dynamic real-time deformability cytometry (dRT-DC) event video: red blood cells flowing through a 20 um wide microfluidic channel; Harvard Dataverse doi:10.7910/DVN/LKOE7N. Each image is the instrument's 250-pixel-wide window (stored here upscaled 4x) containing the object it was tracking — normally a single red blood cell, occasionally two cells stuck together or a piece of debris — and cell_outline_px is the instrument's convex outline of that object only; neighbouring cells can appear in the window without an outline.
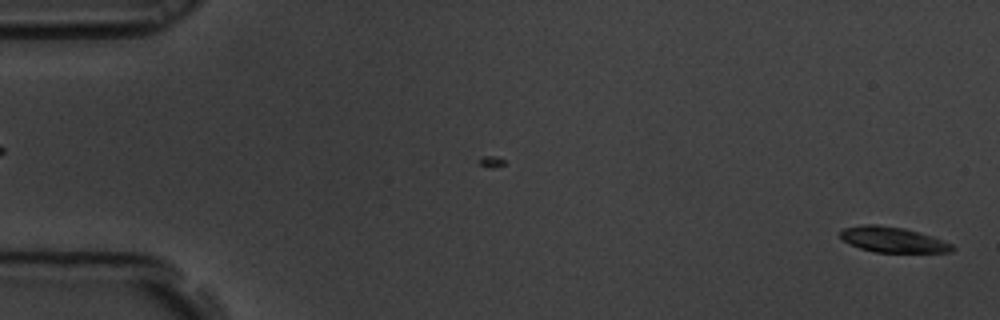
{"species": "common noctule bat (a hibernating species)", "species_latin": "Nyctalus noctula", "temperature_condition": "room temperature", "stored_images_in_passage": 58, "camera_frame_rate_fps": 3000, "um_per_image_px": 0.085, "animal": {"sex": "male", "body_mass_g": 19.5, "forearm_length_mm": 54.6}, "frame": {"image": 1, "passage_image": 1, "time_ms": 0.0, "image_size_px": [1000, 320], "cell_outline_px": [[956, 248], [952, 252], [876, 252], [860, 248], [844, 240], [840, 236], [840, 232], [844, 228], [864, 224], [876, 224], [904, 228], [932, 236], [952, 244]], "centroid_in_image_um": [75.92, 20.37], "position_along_channel_um": 9.1, "area_um2": 16.42}}
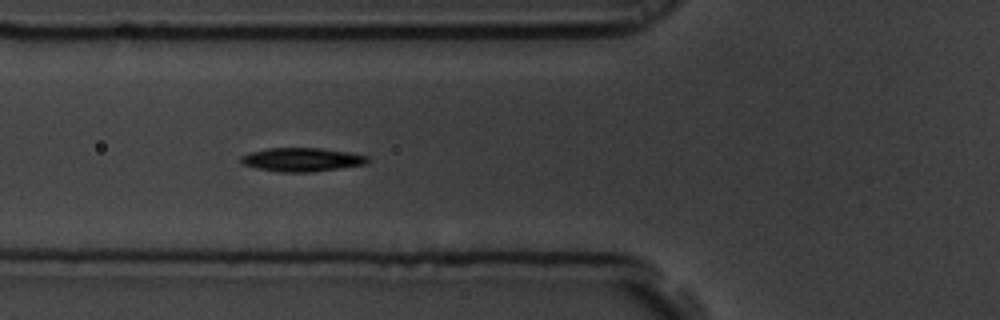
{"frame": {"image": 2, "passage_image": 21, "time_ms": 6.667, "image_size_px": [1000, 320], "cell_outline_px": [[368, 164], [312, 172], [280, 172], [256, 168], [240, 164], [240, 156], [252, 152], [268, 148], [320, 148], [348, 152], [368, 156]], "centroid_in_image_um": [25.64, 13.57], "position_along_channel_um": 100.2, "area_um2": 17.51}}
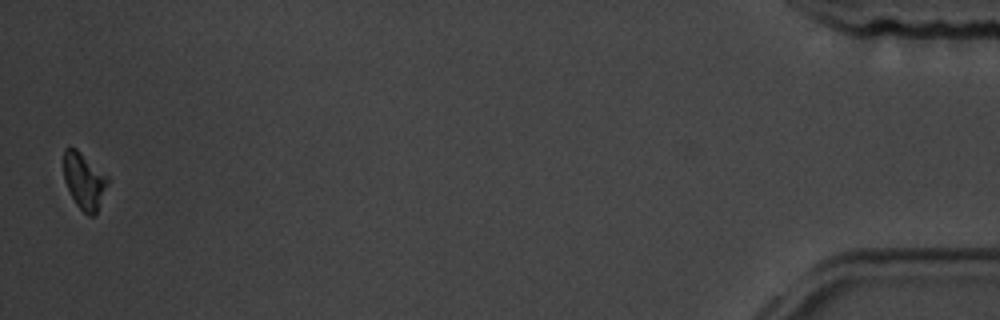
{"frame": {"image": 3, "passage_image": 57, "time_ms": 18.667, "image_size_px": [1000, 320], "cell_outline_px": [[108, 180], [96, 212], [92, 216], [88, 216], [76, 204], [64, 180], [64, 148], [76, 148], [108, 176]], "centroid_in_image_um": [7.13, 15.35], "position_along_channel_um": 428.1, "area_um2": 13.99}, "authors_computed_cell_mechanics": {"area_um2": 16.8776, "velocity_mm_per_s": 3.5058, "shape_relaxation_time_tau1_ms": 2.3196, "shape_relaxation_time_tau2_ms": null, "deformation_change_tau1": 0.0906, "deformation_change_tau2": null}}